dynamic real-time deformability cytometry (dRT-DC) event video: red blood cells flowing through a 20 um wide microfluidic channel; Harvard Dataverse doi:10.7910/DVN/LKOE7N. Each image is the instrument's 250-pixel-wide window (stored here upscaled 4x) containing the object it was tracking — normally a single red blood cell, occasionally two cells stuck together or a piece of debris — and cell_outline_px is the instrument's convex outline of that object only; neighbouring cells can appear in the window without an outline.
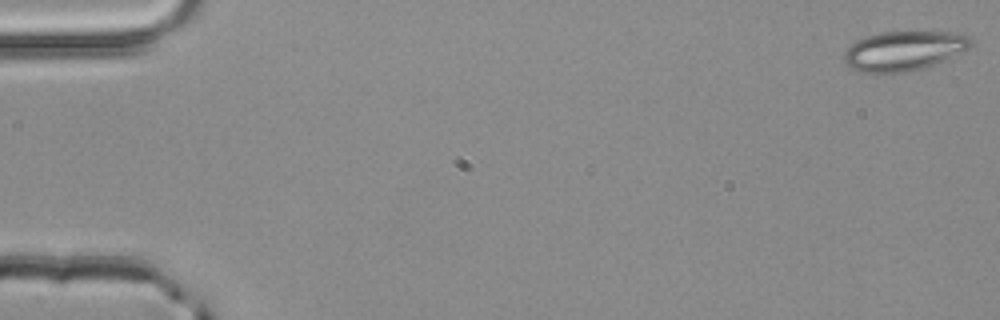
{"species": "common noctule bat (a hibernating species)", "species_latin": "Nyctalus noctula", "temperature_condition": "room temperature", "stored_images_in_passage": 53, "camera_frame_rate_fps": 3000, "um_per_image_px": 0.085, "animal": {"sex": "male", "body_mass_g": 20.4}, "frame": {"image": 1, "passage_image": 1, "time_ms": 0.0, "image_size_px": [1000, 320], "cell_outline_px": [[972, 44], [968, 48], [936, 64], [924, 68], [900, 72], [864, 72], [852, 68], [844, 60], [844, 52], [856, 40], [880, 32], [964, 32], [972, 40]], "centroid_in_image_um": [76.86, 4.3], "position_along_channel_um": 8.1, "area_um2": 28.9}}
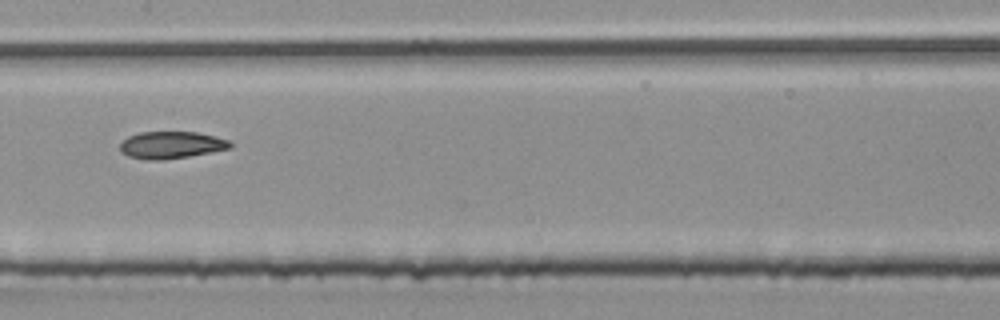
{"frame": {"image": 2, "passage_image": 27, "time_ms": 8.667, "image_size_px": [1000, 320], "cell_outline_px": [[232, 148], [188, 156], [160, 160], [152, 160], [128, 156], [120, 152], [120, 144], [128, 136], [140, 132], [196, 132], [216, 136], [228, 140], [232, 144]], "centroid_in_image_um": [14.55, 12.32], "position_along_channel_um": 192.8, "area_um2": 17.28}}
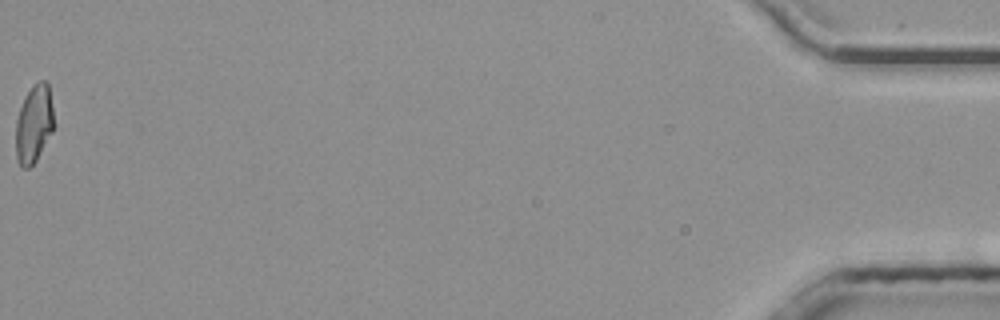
{"frame": {"image": 3, "passage_image": 53, "time_ms": 17.333, "image_size_px": [1000, 320], "cell_outline_px": [[52, 132], [36, 160], [28, 168], [20, 168], [16, 160], [16, 120], [24, 96], [32, 84], [36, 80], [44, 80], [48, 84], [52, 104]], "centroid_in_image_um": [2.85, 10.51], "position_along_channel_um": 432.3, "area_um2": 17.28}, "authors_computed_cell_mechanics": {"area_um2": 18.0336, "velocity_mm_per_s": 3.9931, "shape_relaxation_time_tau1_ms": null, "shape_relaxation_time_tau2_ms": 2.7229, "deformation_change_tau1": null, "deformation_change_tau2": 0.0793}}